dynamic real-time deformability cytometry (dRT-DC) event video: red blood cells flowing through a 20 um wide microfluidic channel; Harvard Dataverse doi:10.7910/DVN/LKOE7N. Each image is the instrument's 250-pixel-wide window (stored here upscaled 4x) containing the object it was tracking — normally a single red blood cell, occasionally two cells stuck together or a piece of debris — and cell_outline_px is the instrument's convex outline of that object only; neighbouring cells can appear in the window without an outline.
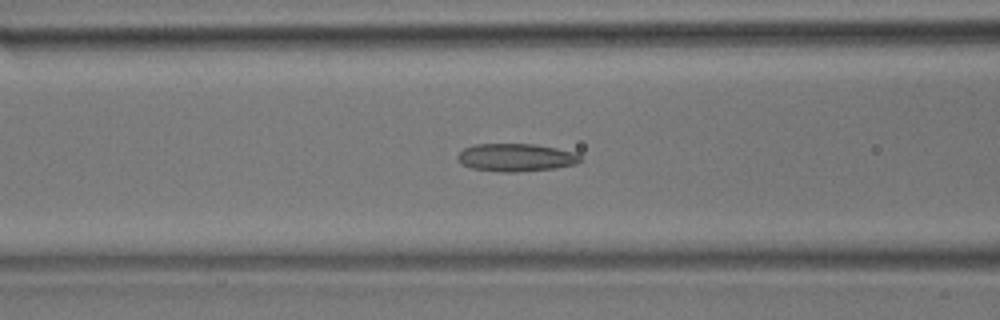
{"species": "common noctule bat (a hibernating species)", "species_latin": "Nyctalus noctula", "temperature_condition": "room temperature", "stored_images_in_passage": 39, "camera_frame_rate_fps": 3000, "um_per_image_px": 0.085, "animal": {"sex": "male", "body_mass_g": 17.9}, "frame": {"image": 1, "passage_image": 9, "time_ms": 2.667, "image_size_px": [1000, 320], "cell_outline_px": [[584, 160], [576, 164], [556, 168], [516, 172], [500, 172], [472, 168], [456, 160], [456, 156], [464, 148], [476, 144], [536, 144], [576, 152]], "centroid_in_image_um": [43.89, 13.38], "position_along_channel_um": 122.7, "area_um2": 20.06}}
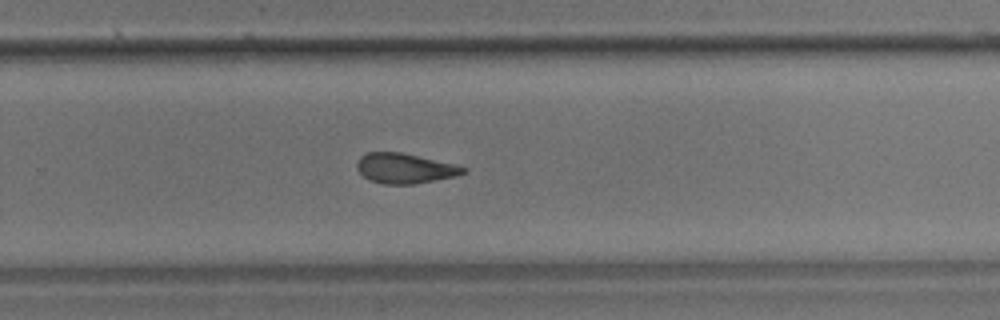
{"frame": {"image": 2, "passage_image": 22, "time_ms": 7.0, "image_size_px": [1000, 320], "cell_outline_px": [[468, 172], [456, 176], [436, 180], [412, 184], [384, 184], [368, 180], [356, 168], [356, 164], [360, 156], [368, 152], [400, 152], [456, 164], [468, 168]], "centroid_in_image_um": [34.43, 14.31], "position_along_channel_um": 295.4, "area_um2": 18.73}}
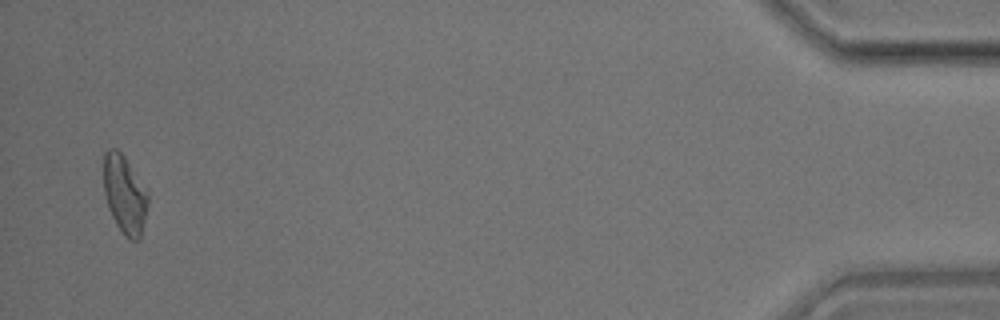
{"frame": {"image": 3, "passage_image": 38, "time_ms": 12.333, "image_size_px": [1000, 320], "cell_outline_px": [[148, 204], [140, 240], [132, 240], [124, 236], [116, 224], [108, 208], [104, 192], [104, 152], [108, 148], [116, 148], [124, 156], [148, 192]], "centroid_in_image_um": [10.59, 16.54], "position_along_channel_um": 424.6, "area_um2": 20.17}}